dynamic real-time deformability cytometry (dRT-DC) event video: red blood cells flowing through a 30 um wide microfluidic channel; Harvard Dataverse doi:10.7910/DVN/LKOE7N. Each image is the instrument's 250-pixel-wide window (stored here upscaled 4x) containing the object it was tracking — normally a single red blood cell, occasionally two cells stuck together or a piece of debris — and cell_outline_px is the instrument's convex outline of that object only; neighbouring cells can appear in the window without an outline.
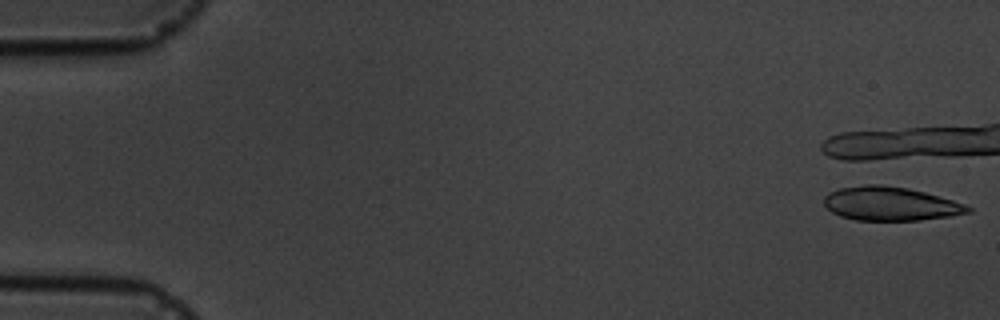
{"species": "common noctule bat (a hibernating species)", "species_latin": "Nyctalus noctula", "temperature_condition": "cold", "stored_images_in_passage": 7, "camera_frame_rate_fps": 3000, "um_per_image_px": 0.085, "animal": {"sex": "male", "body_mass_g": 19.5, "forearm_length_mm": 54.6}, "frame": {"image": 1, "passage_image": 1, "time_ms": 0.0, "image_size_px": [1000, 320], "cell_outline_px": [[972, 212], [952, 216], [920, 220], [856, 220], [840, 216], [832, 212], [824, 204], [824, 196], [828, 192], [840, 188], [864, 184], [880, 184], [908, 188], [940, 196], [964, 204], [972, 208]], "centroid_in_image_um": [75.68, 17.31], "position_along_channel_um": 9.3, "area_um2": 28.44}}
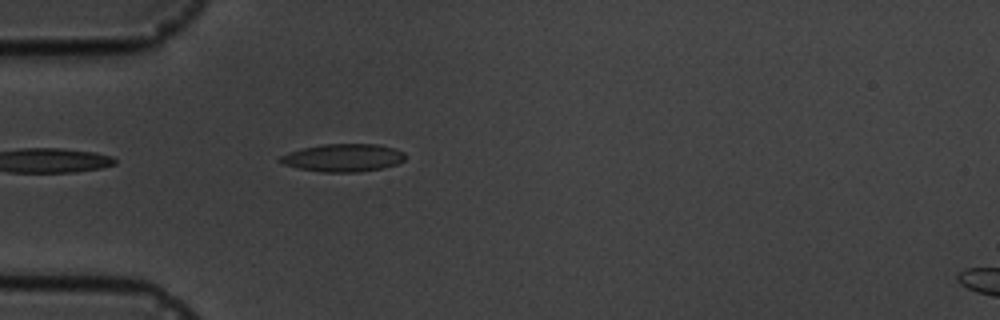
{"frame": {"image": 2, "passage_image": 7, "time_ms": 6.667, "image_size_px": [1000, 320], "cell_outline_px": [[404, 160], [396, 164], [380, 168], [360, 172], [320, 172], [300, 168], [284, 164], [276, 160], [280, 156], [304, 148], [324, 144], [376, 144], [392, 148], [404, 152]], "centroid_in_image_um": [29.16, 13.41], "position_along_channel_um": 55.8, "area_um2": 19.94}}